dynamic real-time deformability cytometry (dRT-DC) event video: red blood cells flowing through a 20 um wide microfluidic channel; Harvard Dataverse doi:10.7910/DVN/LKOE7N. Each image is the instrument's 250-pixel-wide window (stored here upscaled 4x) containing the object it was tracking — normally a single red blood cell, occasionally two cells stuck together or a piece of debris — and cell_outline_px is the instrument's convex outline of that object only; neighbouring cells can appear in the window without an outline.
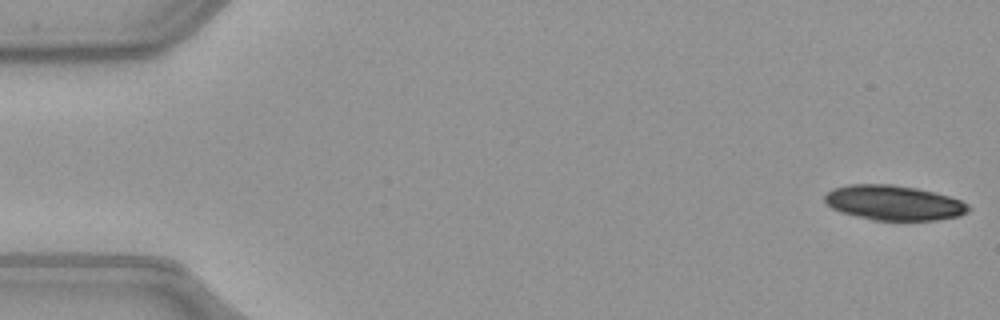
{"species": "common noctule bat (a hibernating species)", "species_latin": "Nyctalus noctula", "temperature_condition": "warm", "stored_images_in_passage": 26, "camera_frame_rate_fps": 3000, "um_per_image_px": 0.085, "animal": {"sex": "female", "body_mass_g": 21.9}, "frame": {"image": 1, "passage_image": 1, "time_ms": 0.0, "image_size_px": [1000, 320], "cell_outline_px": [[972, 208], [968, 212], [960, 216], [936, 220], [872, 220], [840, 212], [832, 208], [824, 200], [824, 196], [832, 188], [848, 184], [892, 184], [916, 188], [948, 196], [960, 200], [968, 204]], "centroid_in_image_um": [75.97, 17.24], "position_along_channel_um": 9.0, "area_um2": 29.3}}
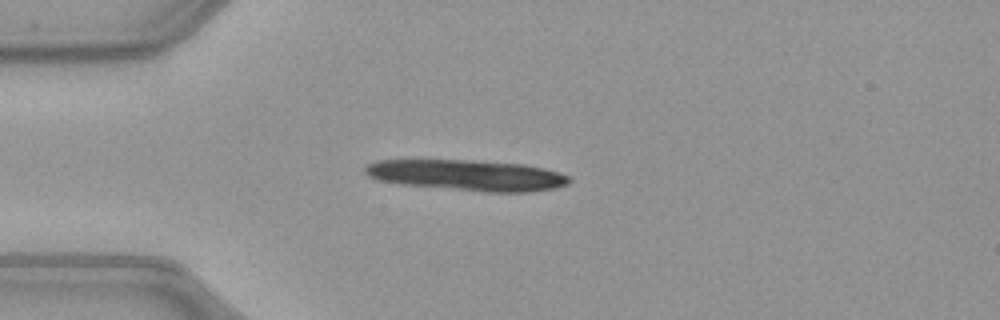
{"frame": {"image": 2, "passage_image": 13, "time_ms": 4.0, "image_size_px": [1000, 320], "cell_outline_px": [[572, 180], [568, 184], [556, 188], [528, 192], [484, 192], [404, 184], [380, 180], [368, 176], [364, 172], [364, 168], [368, 164], [376, 160], [464, 160], [524, 164], [544, 168], [560, 172], [572, 176]], "centroid_in_image_um": [39.78, 14.89], "position_along_channel_um": 45.2, "area_um2": 36.7}}